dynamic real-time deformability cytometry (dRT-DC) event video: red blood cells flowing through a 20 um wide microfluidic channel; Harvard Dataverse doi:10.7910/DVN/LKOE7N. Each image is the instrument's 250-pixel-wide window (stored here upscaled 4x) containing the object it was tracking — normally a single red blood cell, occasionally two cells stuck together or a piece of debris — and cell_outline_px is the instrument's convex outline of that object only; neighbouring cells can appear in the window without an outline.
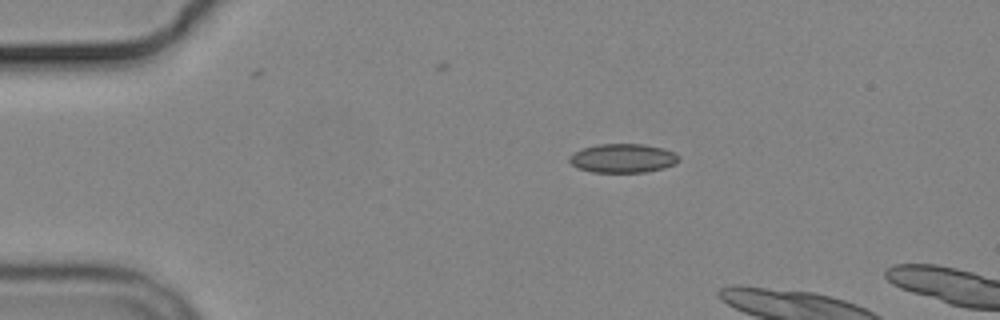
{"species": "common noctule bat (a hibernating species)", "species_latin": "Nyctalus noctula", "temperature_condition": "cold", "stored_images_in_passage": 2, "camera_frame_rate_fps": 3000, "um_per_image_px": 0.085, "animal": {"sex": "male", "body_mass_g": 19.2, "forearm_length_mm": 51.8}, "frame": {"image": 1, "passage_image": 1, "time_ms": 0.0, "image_size_px": [1000, 320], "cell_outline_px": [[680, 160], [676, 164], [664, 168], [644, 172], [592, 172], [576, 168], [568, 160], [568, 156], [584, 148], [596, 144], [644, 144], [664, 148], [676, 152], [680, 156]], "centroid_in_image_um": [52.98, 13.45], "position_along_channel_um": 32.0, "area_um2": 18.67}}